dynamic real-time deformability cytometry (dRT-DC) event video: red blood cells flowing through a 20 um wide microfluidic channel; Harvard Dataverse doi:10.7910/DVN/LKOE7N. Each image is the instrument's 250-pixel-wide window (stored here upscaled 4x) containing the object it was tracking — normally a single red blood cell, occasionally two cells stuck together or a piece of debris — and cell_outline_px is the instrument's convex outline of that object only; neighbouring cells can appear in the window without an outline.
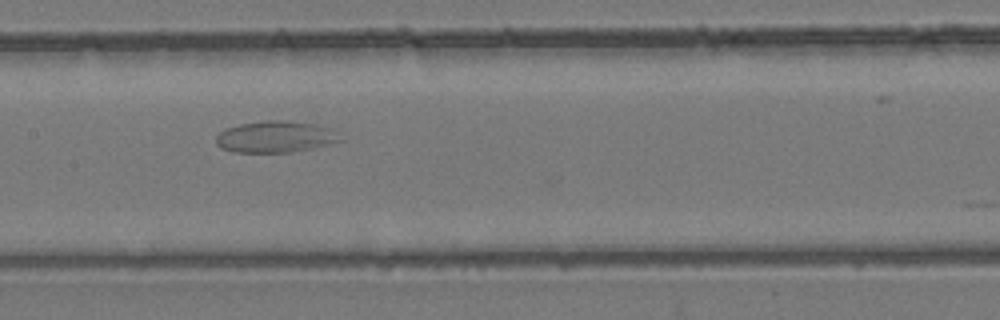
{"species": "common noctule bat (a hibernating species)", "species_latin": "Nyctalus noctula", "temperature_condition": "room temperature", "stored_images_in_passage": 15, "camera_frame_rate_fps": 3000, "um_per_image_px": 0.085, "animal": {"sex": "female", "body_mass_g": 24.6, "forearm_length_mm": 56.2}, "frame": {"image": 1, "passage_image": 11, "time_ms": 3.333, "image_size_px": [1000, 320], "cell_outline_px": [[344, 140], [328, 144], [292, 152], [236, 152], [220, 148], [216, 144], [216, 136], [224, 128], [240, 124], [264, 120], [284, 120], [316, 124], [328, 128]], "centroid_in_image_um": [23.35, 11.62], "position_along_channel_um": 184.0, "area_um2": 22.66}}
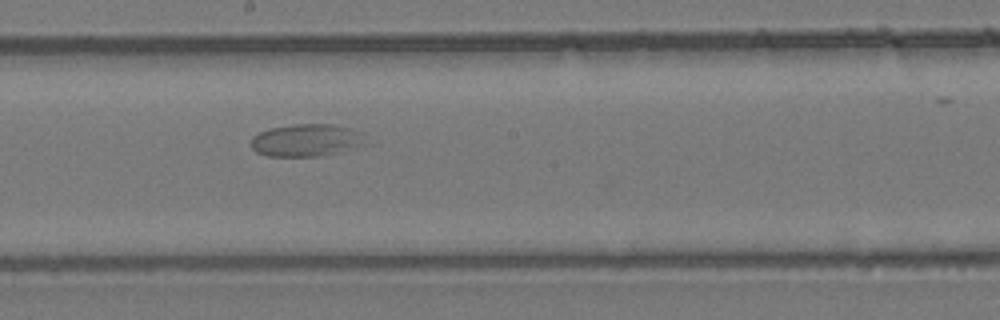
{"frame": {"image": 2, "passage_image": 14, "time_ms": 4.333, "image_size_px": [1000, 320], "cell_outline_px": [[356, 144], [336, 152], [324, 156], [268, 156], [256, 152], [252, 148], [252, 136], [268, 128], [296, 124], [332, 124], [348, 128], [356, 132]], "centroid_in_image_um": [25.79, 11.92], "position_along_channel_um": 222.4, "area_um2": 20.46}}